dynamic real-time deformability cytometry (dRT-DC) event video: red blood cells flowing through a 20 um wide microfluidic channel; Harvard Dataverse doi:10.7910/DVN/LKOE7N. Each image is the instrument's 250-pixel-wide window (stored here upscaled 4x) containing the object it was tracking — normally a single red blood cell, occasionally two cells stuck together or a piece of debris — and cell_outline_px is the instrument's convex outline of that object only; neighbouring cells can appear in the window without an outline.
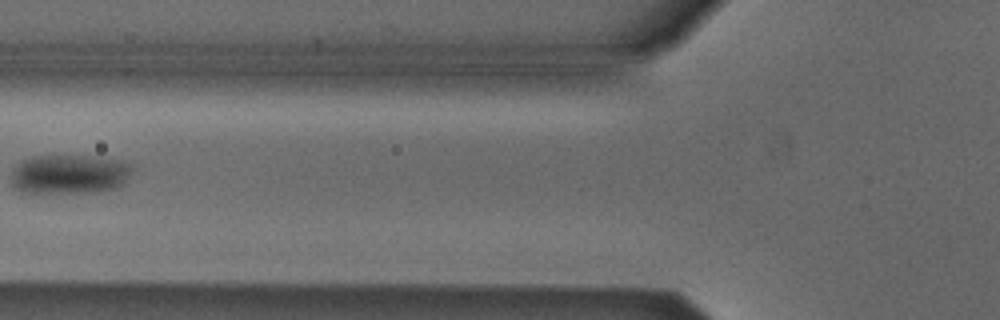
{"species": "Egyptian fruit bat (a non-hibernating species)", "species_latin": "Rousettus aegyptiacus", "temperature_condition": "cold", "stored_images_in_passage": 4, "camera_frame_rate_fps": 3000, "um_per_image_px": 0.085, "animal": {"sex": "male"}, "frame": {"image": 1, "passage_image": 3, "time_ms": 0.667, "image_size_px": [1000, 320], "cell_outline_px": [[136, 168], [124, 184], [120, 188], [100, 192], [40, 196], [20, 192], [12, 188], [12, 172], [20, 160], [32, 156], [92, 156], [120, 160], [132, 164]], "centroid_in_image_um": [5.91, 14.87], "position_along_channel_um": 119.9, "area_um2": 29.48}}
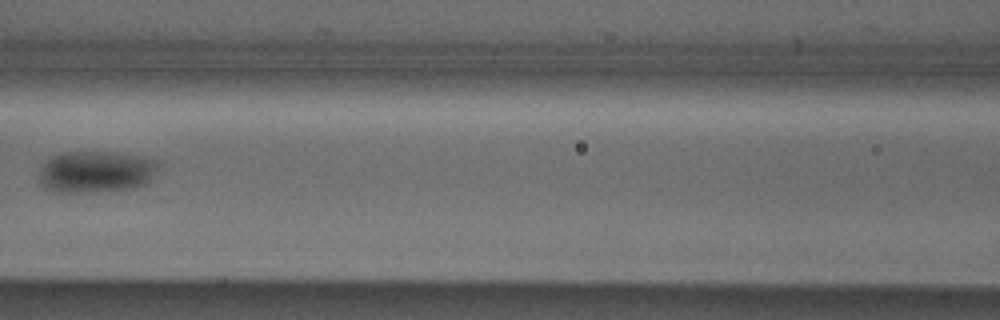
{"frame": {"image": 2, "passage_image": 4, "time_ms": 1.0, "image_size_px": [1000, 320], "cell_outline_px": [[160, 164], [148, 184], [132, 188], [92, 192], [52, 192], [44, 188], [40, 184], [36, 176], [40, 168], [52, 156], [68, 152], [116, 152], [144, 156], [160, 160]], "centroid_in_image_um": [8.17, 14.6], "position_along_channel_um": 158.4, "area_um2": 29.59}}